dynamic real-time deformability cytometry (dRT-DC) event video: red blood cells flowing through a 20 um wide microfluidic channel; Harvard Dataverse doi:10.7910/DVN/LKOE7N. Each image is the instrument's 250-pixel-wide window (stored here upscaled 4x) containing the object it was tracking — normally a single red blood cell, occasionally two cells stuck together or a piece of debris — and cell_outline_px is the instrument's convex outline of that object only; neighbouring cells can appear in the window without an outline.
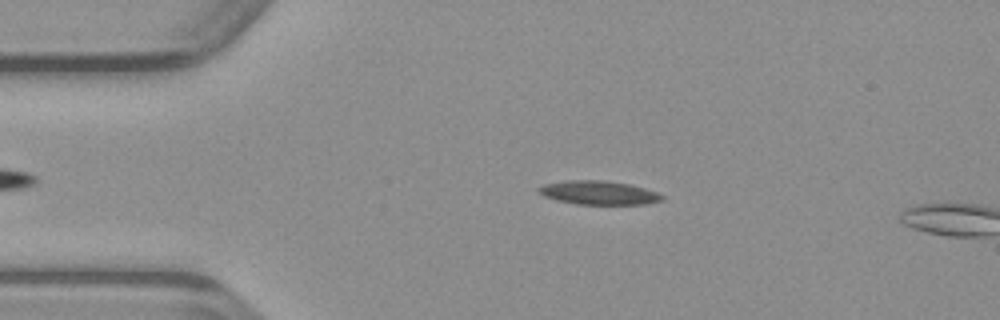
{"species": "common noctule bat (a hibernating species)", "species_latin": "Nyctalus noctula", "temperature_condition": "warm", "stored_images_in_passage": 12, "camera_frame_rate_fps": 3000, "um_per_image_px": 0.085, "animal": {"sex": "male", "body_mass_g": 23.1, "forearm_length_mm": 52.7}, "frame": {"image": 1, "passage_image": 10, "time_ms": 3.0, "image_size_px": [1000, 320], "cell_outline_px": [[664, 200], [648, 204], [576, 204], [556, 200], [544, 196], [536, 192], [536, 188], [544, 184], [568, 180], [604, 180], [628, 184], [644, 188], [656, 192], [664, 196]], "centroid_in_image_um": [50.86, 16.38], "position_along_channel_um": 34.1, "area_um2": 17.17}}